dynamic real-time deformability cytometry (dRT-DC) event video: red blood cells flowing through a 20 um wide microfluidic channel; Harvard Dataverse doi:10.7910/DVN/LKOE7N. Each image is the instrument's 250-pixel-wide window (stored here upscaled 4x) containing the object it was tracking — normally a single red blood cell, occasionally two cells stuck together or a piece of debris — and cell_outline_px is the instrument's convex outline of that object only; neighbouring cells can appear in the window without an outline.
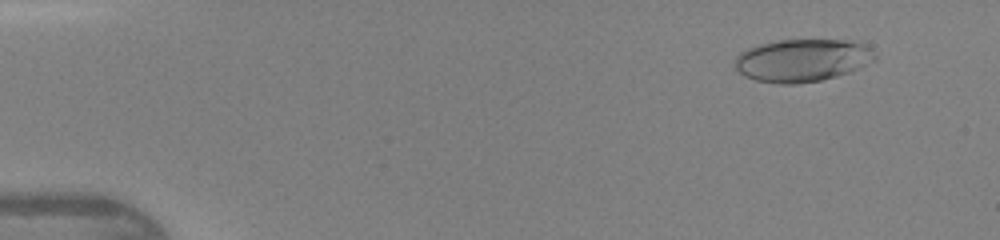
{"species": "human", "species_latin": "Homo sapiens", "temperature_condition": "warm", "stored_images_in_passage": 42, "camera_frame_rate_fps": 3000, "um_per_image_px": 0.085, "donor": {"sex": "female"}, "frame": {"image": 1, "passage_image": 2, "time_ms": 0.333, "image_size_px": [1000, 240], "cell_outline_px": [[876, 60], [848, 72], [836, 76], [820, 80], [796, 84], [780, 84], [756, 80], [744, 76], [736, 68], [736, 56], [740, 52], [748, 48], [760, 44], [776, 40], [848, 40], [864, 44], [876, 56]], "centroid_in_image_um": [68.17, 5.12], "position_along_channel_um": 16.8, "area_um2": 34.56}}
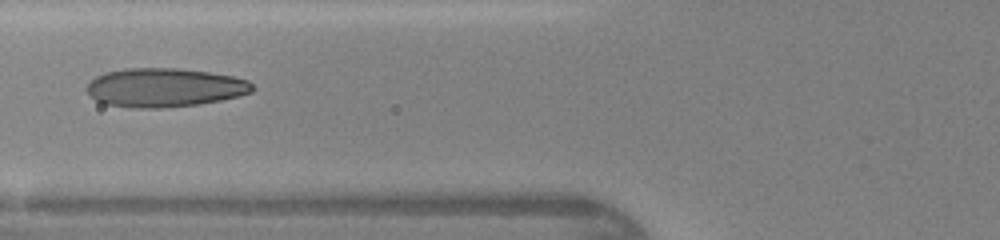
{"frame": {"image": 2, "passage_image": 16, "time_ms": 5.0, "image_size_px": [1000, 240], "cell_outline_px": [[256, 88], [252, 92], [240, 96], [200, 104], [160, 108], [136, 108], [104, 104], [96, 100], [88, 92], [88, 84], [96, 76], [104, 72], [124, 68], [176, 68], [208, 72], [232, 76], [248, 80]], "centroid_in_image_um": [14.01, 7.44], "position_along_channel_um": 111.8, "area_um2": 37.51}}
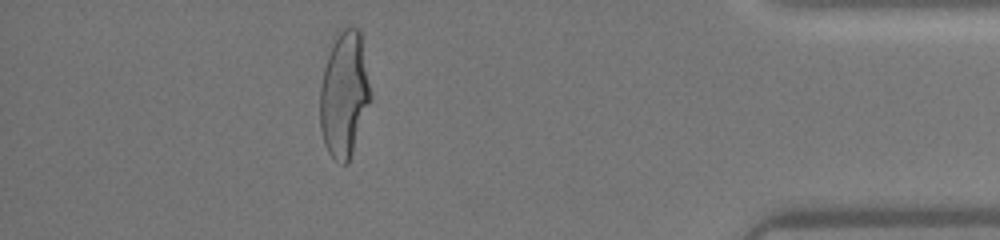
{"frame": {"image": 3, "passage_image": 38, "time_ms": 12.333, "image_size_px": [1000, 240], "cell_outline_px": [[372, 96], [348, 164], [340, 164], [328, 152], [324, 144], [320, 128], [320, 88], [324, 68], [336, 32], [348, 24], [360, 28]], "centroid_in_image_um": [29.26, 7.97], "position_along_channel_um": 405.9, "area_um2": 37.28}}